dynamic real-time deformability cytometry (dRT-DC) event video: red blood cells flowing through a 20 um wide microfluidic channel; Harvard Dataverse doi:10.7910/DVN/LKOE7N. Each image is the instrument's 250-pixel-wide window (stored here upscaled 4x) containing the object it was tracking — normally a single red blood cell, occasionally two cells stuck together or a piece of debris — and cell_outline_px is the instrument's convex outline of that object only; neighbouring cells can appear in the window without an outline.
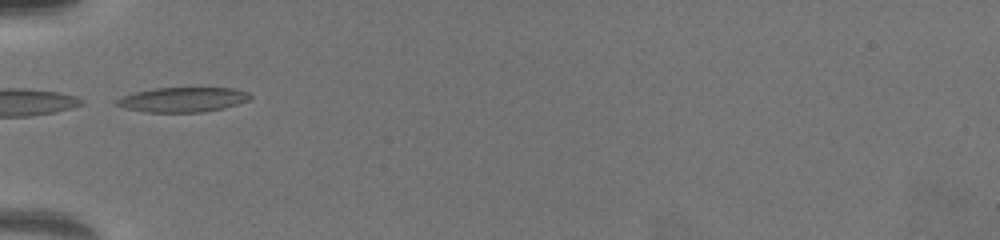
{"species": "common noctule bat (a hibernating species)", "species_latin": "Nyctalus noctula", "temperature_condition": "warm", "stored_images_in_passage": 42, "camera_frame_rate_fps": 3000, "um_per_image_px": 0.085, "animal": {"sex": "female", "body_mass_g": 19.5, "forearm_length_mm": 54.1}, "frame": {"image": 1, "passage_image": 1, "time_ms": 0.0, "image_size_px": [1000, 240], "cell_outline_px": [[252, 96], [248, 100], [224, 108], [200, 112], [144, 112], [124, 108], [116, 104], [116, 100], [124, 96], [136, 92], [156, 88], [232, 88], [248, 92]], "centroid_in_image_um": [15.54, 8.47], "position_along_channel_um": 69.5, "area_um2": 19.02}}
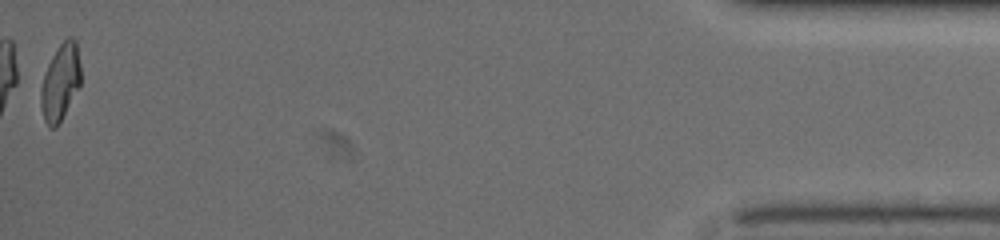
{"frame": {"image": 2, "passage_image": 42, "time_ms": 13.667, "image_size_px": [1000, 240], "cell_outline_px": [[80, 84], [56, 128], [48, 128], [44, 120], [40, 104], [40, 88], [44, 72], [52, 56], [60, 44], [68, 36], [72, 36], [76, 40], [80, 64]], "centroid_in_image_um": [5.11, 6.97], "position_along_channel_um": 430.1, "area_um2": 17.74}}